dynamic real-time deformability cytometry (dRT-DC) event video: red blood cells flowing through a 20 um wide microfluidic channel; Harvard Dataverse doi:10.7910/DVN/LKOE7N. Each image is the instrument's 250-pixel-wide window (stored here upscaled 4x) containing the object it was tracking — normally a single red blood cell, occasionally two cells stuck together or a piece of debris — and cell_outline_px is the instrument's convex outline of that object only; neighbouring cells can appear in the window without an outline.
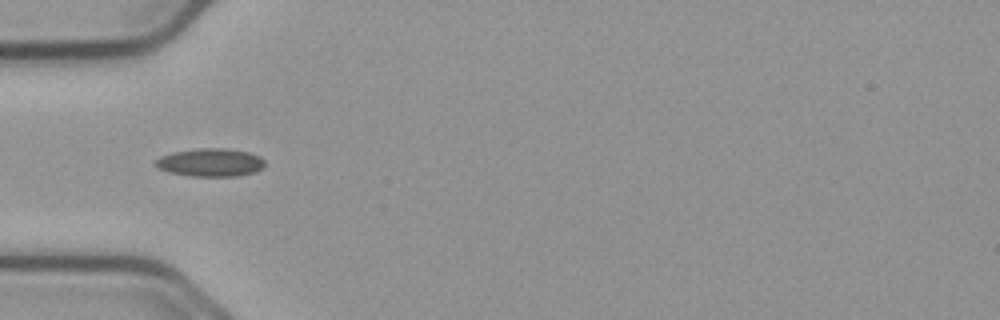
{"species": "common noctule bat (a hibernating species)", "species_latin": "Nyctalus noctula", "temperature_condition": "cold", "stored_images_in_passage": 31, "camera_frame_rate_fps": 3000, "um_per_image_px": 0.085, "animal": {"sex": "male", "body_mass_g": 23.1, "forearm_length_mm": 52.7}, "frame": {"image": 1, "passage_image": 1, "time_ms": 0.0, "image_size_px": [1000, 320], "cell_outline_px": [[264, 168], [256, 172], [236, 176], [192, 176], [168, 172], [156, 168], [156, 160], [160, 156], [172, 152], [200, 148], [224, 148], [248, 152], [260, 156], [264, 160]], "centroid_in_image_um": [17.89, 13.81], "position_along_channel_um": 67.1, "area_um2": 17.98}}
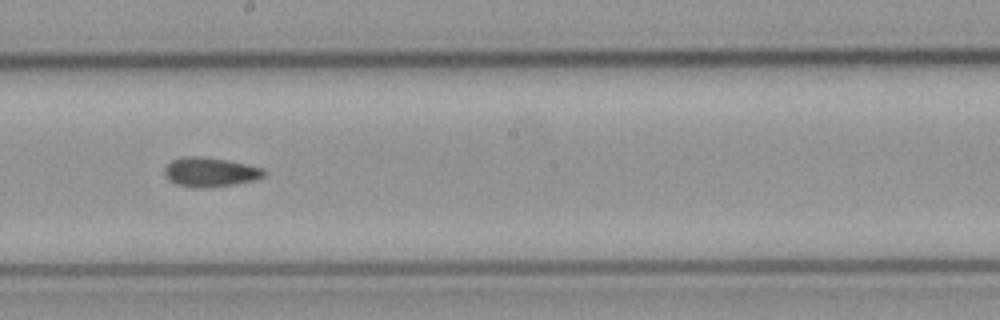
{"frame": {"image": 2, "passage_image": 14, "time_ms": 4.333, "image_size_px": [1000, 320], "cell_outline_px": [[268, 172], [264, 176], [256, 180], [208, 188], [192, 188], [176, 184], [168, 180], [164, 172], [164, 168], [172, 160], [184, 156], [200, 156], [228, 160], [264, 168]], "centroid_in_image_um": [17.87, 14.63], "position_along_channel_um": 230.3, "area_um2": 17.22}}
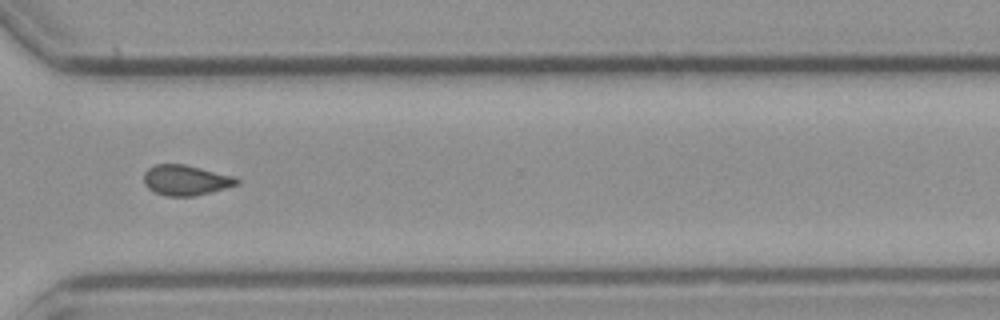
{"frame": {"image": 3, "passage_image": 24, "time_ms": 7.667, "image_size_px": [1000, 320], "cell_outline_px": [[240, 184], [192, 196], [168, 196], [156, 192], [148, 188], [144, 184], [144, 172], [148, 168], [156, 164], [184, 164], [236, 176], [240, 180]], "centroid_in_image_um": [15.8, 15.3], "position_along_channel_um": 354.8, "area_um2": 16.36}, "authors_computed_cell_mechanics": {"area_um2": 16.3574, "velocity_mm_per_s": 3.7405, "shape_relaxation_time_tau1_ms": null, "shape_relaxation_time_tau2_ms": 5.8328, "deformation_change_tau1": null, "deformation_change_tau2": 0.1312}}